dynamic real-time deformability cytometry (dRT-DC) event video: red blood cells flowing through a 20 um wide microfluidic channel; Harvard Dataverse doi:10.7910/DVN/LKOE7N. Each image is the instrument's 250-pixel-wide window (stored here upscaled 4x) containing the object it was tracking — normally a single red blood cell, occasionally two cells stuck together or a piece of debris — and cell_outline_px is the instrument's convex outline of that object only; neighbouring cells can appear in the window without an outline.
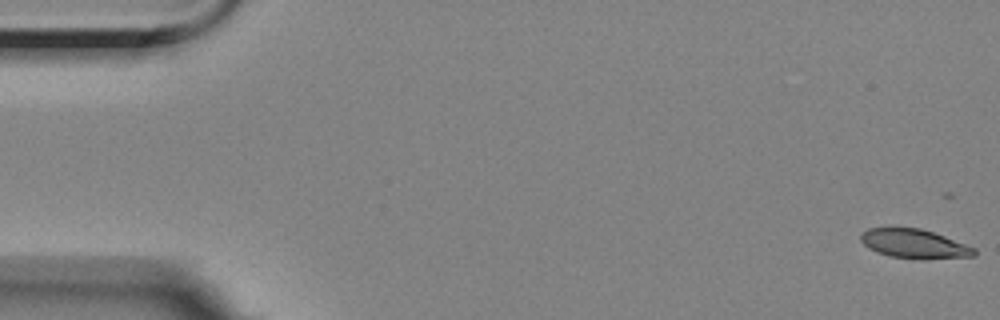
{"species": "Egyptian fruit bat (a non-hibernating species)", "species_latin": "Rousettus aegyptiacus", "temperature_condition": "room temperature", "stored_images_in_passage": 20, "camera_frame_rate_fps": 3000, "um_per_image_px": 0.085, "animal": {"sex": "female"}, "frame": {"image": 1, "passage_image": 1, "time_ms": 0.0, "image_size_px": [1000, 320], "cell_outline_px": [[976, 256], [920, 260], [888, 256], [876, 252], [868, 248], [860, 240], [860, 236], [868, 228], [920, 228], [944, 236], [976, 248]], "centroid_in_image_um": [77.72, 20.75], "position_along_channel_um": 7.3, "area_um2": 19.36}}
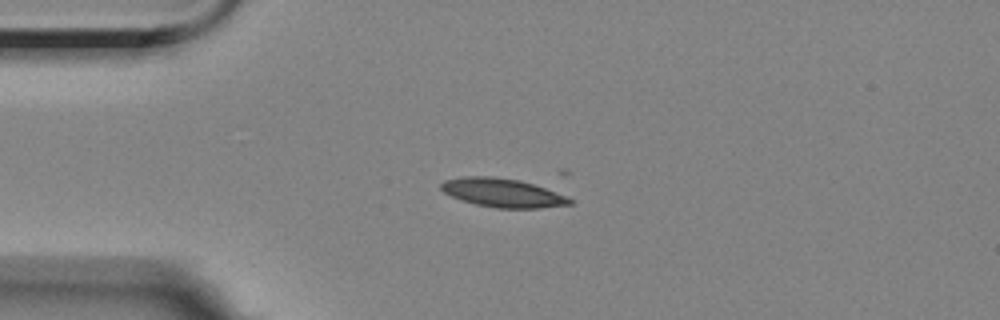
{"frame": {"image": 2, "passage_image": 14, "time_ms": 4.333, "image_size_px": [1000, 320], "cell_outline_px": [[572, 204], [540, 208], [496, 208], [476, 204], [460, 200], [444, 192], [440, 188], [440, 184], [444, 180], [460, 176], [492, 176], [520, 180], [568, 196], [572, 200]], "centroid_in_image_um": [42.69, 16.38], "position_along_channel_um": 42.3, "area_um2": 21.56}}
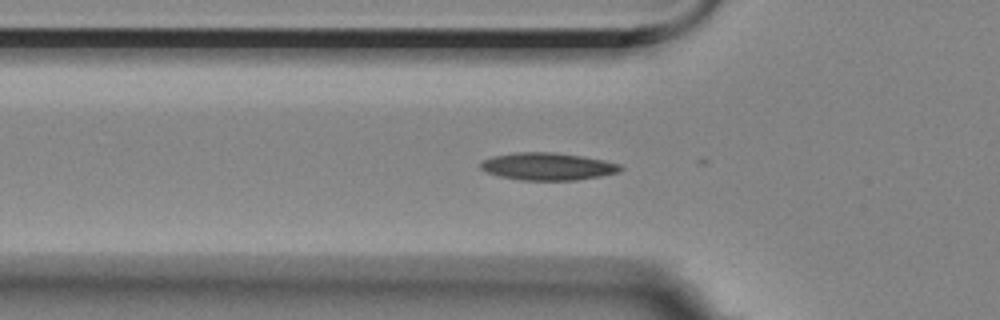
{"frame": {"image": 3, "passage_image": 19, "time_ms": 6.0, "image_size_px": [1000, 320], "cell_outline_px": [[624, 168], [620, 172], [600, 176], [576, 180], [520, 180], [500, 176], [488, 172], [480, 168], [480, 164], [484, 160], [492, 156], [516, 152], [556, 152], [604, 160], [620, 164]], "centroid_in_image_um": [46.58, 14.14], "position_along_channel_um": 79.2, "area_um2": 22.31}}